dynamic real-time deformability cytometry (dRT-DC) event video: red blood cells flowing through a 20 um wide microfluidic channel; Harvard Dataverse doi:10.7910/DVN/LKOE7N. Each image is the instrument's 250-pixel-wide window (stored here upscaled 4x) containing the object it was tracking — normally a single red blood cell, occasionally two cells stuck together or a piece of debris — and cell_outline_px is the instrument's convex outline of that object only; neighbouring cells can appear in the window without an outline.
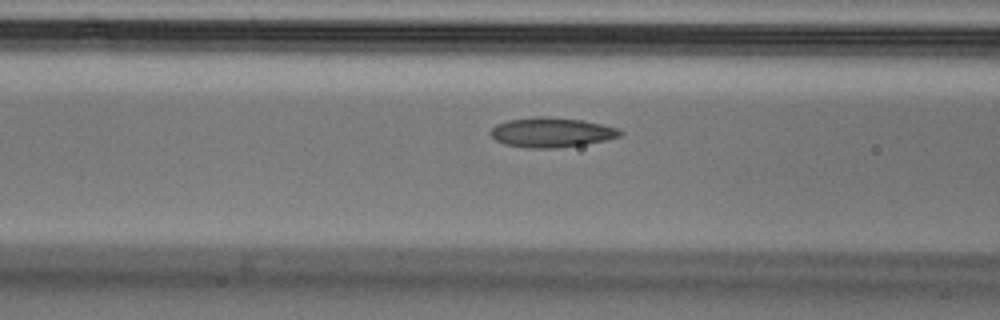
{"species": "Egyptian fruit bat (a non-hibernating species)", "species_latin": "Rousettus aegyptiacus", "temperature_condition": "cold", "stored_images_in_passage": 43, "camera_frame_rate_fps": 3000, "um_per_image_px": 0.085, "animal": {"sex": "male"}, "frame": {"image": 1, "passage_image": 20, "time_ms": 6.333, "image_size_px": [1000, 320], "cell_outline_px": [[624, 132], [620, 136], [604, 140], [584, 144], [560, 148], [528, 148], [504, 144], [496, 140], [488, 132], [496, 124], [508, 120], [536, 116], [548, 116], [584, 120], [620, 128]], "centroid_in_image_um": [46.88, 11.24], "position_along_channel_um": 119.7, "area_um2": 22.66}}
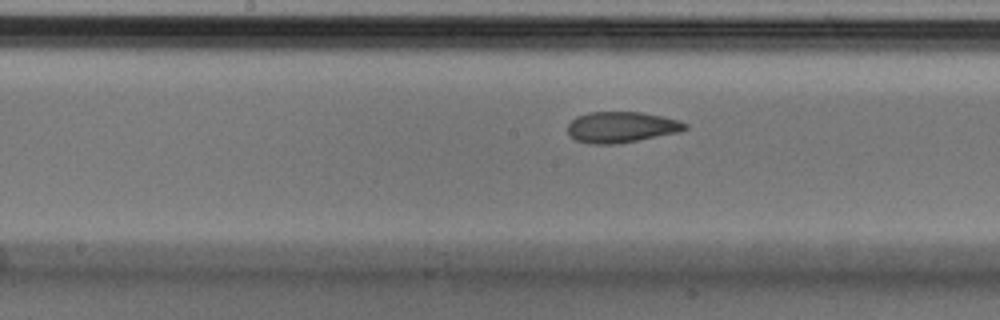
{"frame": {"image": 2, "passage_image": 26, "time_ms": 8.333, "image_size_px": [1000, 320], "cell_outline_px": [[688, 128], [680, 132], [616, 144], [592, 144], [576, 140], [568, 136], [568, 124], [576, 116], [588, 112], [640, 112], [680, 120], [688, 124]], "centroid_in_image_um": [52.81, 10.8], "position_along_channel_um": 195.4, "area_um2": 21.21}}
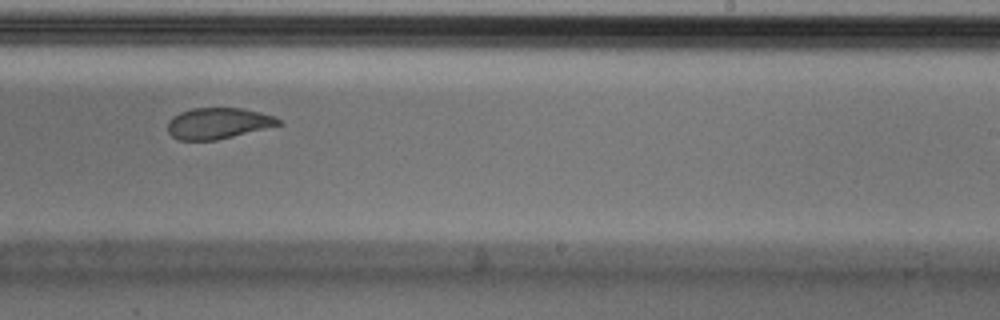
{"frame": {"image": 3, "passage_image": 32, "time_ms": 10.333, "image_size_px": [1000, 320], "cell_outline_px": [[284, 124], [216, 140], [176, 140], [168, 132], [168, 120], [172, 116], [180, 112], [192, 108], [240, 108], [276, 116]], "centroid_in_image_um": [18.52, 10.48], "position_along_channel_um": 270.5, "area_um2": 20.11}}